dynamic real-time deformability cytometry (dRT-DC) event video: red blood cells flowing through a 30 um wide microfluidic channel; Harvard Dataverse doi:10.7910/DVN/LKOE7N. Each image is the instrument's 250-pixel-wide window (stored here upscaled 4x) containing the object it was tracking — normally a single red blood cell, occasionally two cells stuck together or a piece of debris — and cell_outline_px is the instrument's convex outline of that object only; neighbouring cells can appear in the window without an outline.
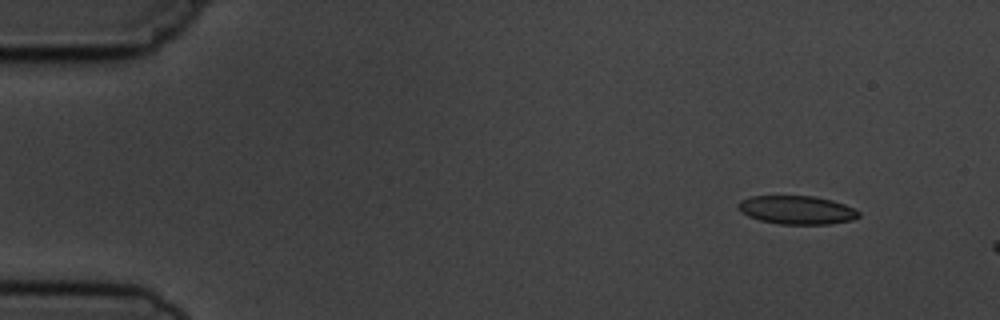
{"species": "common noctule bat (a hibernating species)", "species_latin": "Nyctalus noctula", "temperature_condition": "cold", "stored_images_in_passage": 5, "camera_frame_rate_fps": 3000, "um_per_image_px": 0.085, "animal": {"sex": "male", "body_mass_g": 19.5, "forearm_length_mm": 54.6}, "frame": {"image": 1, "passage_image": 2, "time_ms": 1.333, "image_size_px": [1000, 320], "cell_outline_px": [[860, 216], [852, 220], [828, 224], [780, 224], [760, 220], [748, 216], [740, 212], [736, 204], [740, 200], [752, 196], [812, 196], [832, 200], [844, 204], [860, 212]], "centroid_in_image_um": [67.7, 17.85], "position_along_channel_um": 17.3, "area_um2": 20.0}}